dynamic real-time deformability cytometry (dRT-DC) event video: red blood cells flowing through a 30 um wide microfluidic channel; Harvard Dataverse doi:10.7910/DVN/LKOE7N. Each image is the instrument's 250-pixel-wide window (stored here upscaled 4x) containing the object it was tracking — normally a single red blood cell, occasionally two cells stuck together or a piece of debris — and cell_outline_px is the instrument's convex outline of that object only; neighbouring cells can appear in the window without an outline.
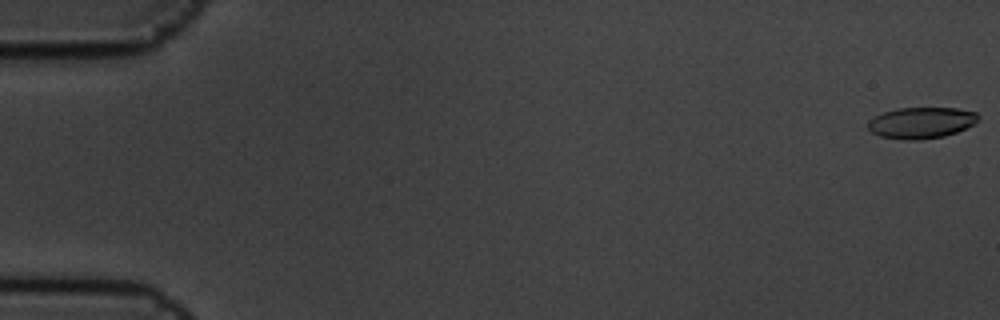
{"species": "common noctule bat (a hibernating species)", "species_latin": "Nyctalus noctula", "temperature_condition": "cold", "stored_images_in_passage": 5, "camera_frame_rate_fps": 3000, "um_per_image_px": 0.085, "animal": {"sex": "male", "body_mass_g": 19.5, "forearm_length_mm": 54.6}, "frame": {"image": 1, "passage_image": 1, "time_ms": 0.0, "image_size_px": [1000, 320], "cell_outline_px": [[980, 116], [976, 124], [956, 132], [944, 136], [920, 140], [900, 140], [880, 136], [872, 132], [868, 128], [868, 120], [884, 112], [896, 108], [956, 108], [976, 112]], "centroid_in_image_um": [78.32, 10.44], "position_along_channel_um": 6.7, "area_um2": 20.23}}
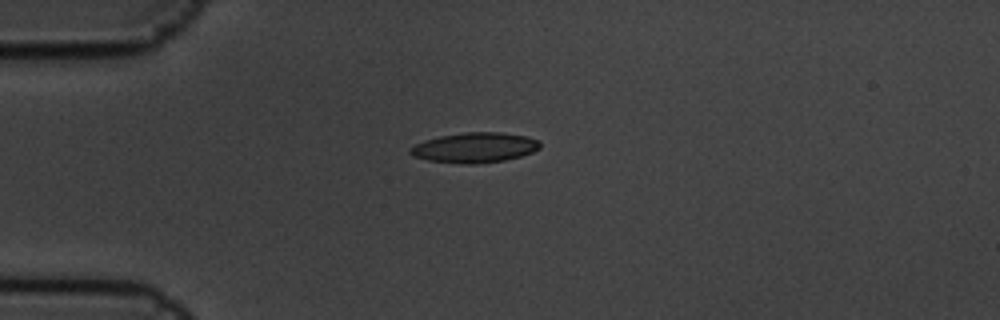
{"frame": {"image": 2, "passage_image": 5, "time_ms": 1.333, "image_size_px": [1000, 320], "cell_outline_px": [[540, 148], [532, 152], [520, 156], [504, 160], [476, 164], [460, 164], [428, 160], [416, 156], [408, 152], [416, 144], [424, 140], [440, 136], [464, 132], [500, 132], [528, 136], [540, 140]], "centroid_in_image_um": [40.39, 12.54], "position_along_channel_um": 44.6, "area_um2": 22.72}}